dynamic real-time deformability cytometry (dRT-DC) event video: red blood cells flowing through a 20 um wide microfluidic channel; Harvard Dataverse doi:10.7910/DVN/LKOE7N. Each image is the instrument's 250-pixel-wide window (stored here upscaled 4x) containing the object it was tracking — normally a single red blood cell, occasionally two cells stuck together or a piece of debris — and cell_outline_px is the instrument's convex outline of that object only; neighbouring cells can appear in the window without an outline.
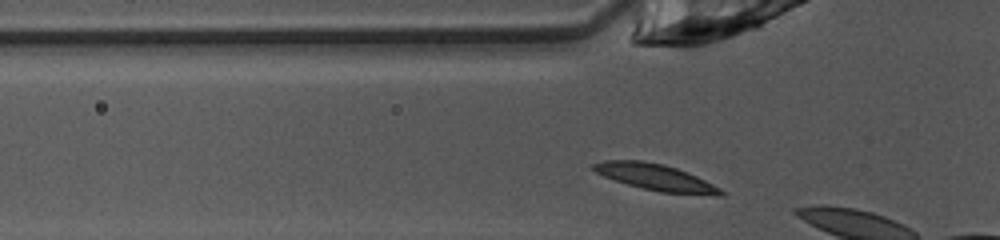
{"species": "common noctule bat (a hibernating species)", "species_latin": "Nyctalus noctula", "temperature_condition": "warm", "stored_images_in_passage": 3, "camera_frame_rate_fps": 3000, "um_per_image_px": 0.085, "animal": {"sex": "female", "body_mass_g": 10.0, "forearm_length_mm": 53.1}, "frame": {"image": 1, "passage_image": 2, "time_ms": 0.333, "image_size_px": [1000, 240], "cell_outline_px": [[728, 196], [716, 196], [660, 192], [628, 184], [604, 176], [596, 172], [592, 168], [592, 164], [604, 160], [640, 160], [664, 164], [688, 172], [720, 188]], "centroid_in_image_um": [55.78, 15.07], "position_along_channel_um": 70.0, "area_um2": 19.54}}